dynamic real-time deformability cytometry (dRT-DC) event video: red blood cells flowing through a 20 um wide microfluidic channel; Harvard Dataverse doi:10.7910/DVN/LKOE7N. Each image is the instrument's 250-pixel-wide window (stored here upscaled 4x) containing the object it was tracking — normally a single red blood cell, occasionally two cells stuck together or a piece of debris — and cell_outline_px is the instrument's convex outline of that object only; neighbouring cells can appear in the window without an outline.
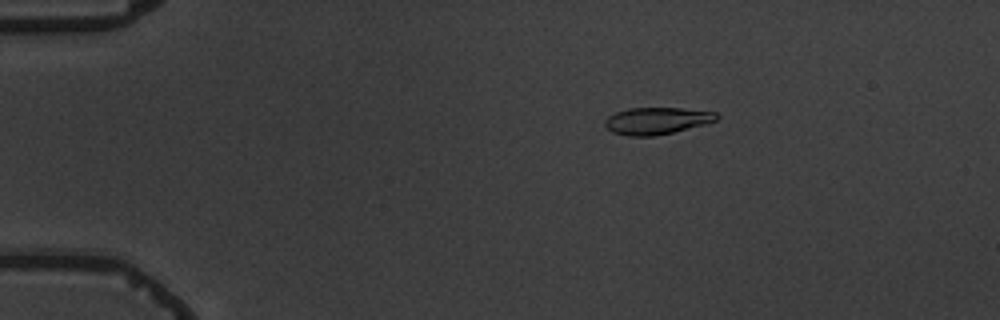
{"species": "common noctule bat (a hibernating species)", "species_latin": "Nyctalus noctula", "temperature_condition": "warm", "stored_images_in_passage": 4, "camera_frame_rate_fps": 3000, "um_per_image_px": 0.085, "animal": {"sex": "male", "body_mass_g": 19.5, "forearm_length_mm": 54.6}, "frame": {"image": 1, "passage_image": 3, "time_ms": 2.333, "image_size_px": [1000, 320], "cell_outline_px": [[720, 116], [716, 120], [704, 124], [672, 132], [652, 136], [628, 136], [612, 132], [604, 124], [604, 120], [608, 116], [616, 112], [628, 108], [680, 108], [716, 112]], "centroid_in_image_um": [55.8, 10.26], "position_along_channel_um": 29.2, "area_um2": 17.4}}